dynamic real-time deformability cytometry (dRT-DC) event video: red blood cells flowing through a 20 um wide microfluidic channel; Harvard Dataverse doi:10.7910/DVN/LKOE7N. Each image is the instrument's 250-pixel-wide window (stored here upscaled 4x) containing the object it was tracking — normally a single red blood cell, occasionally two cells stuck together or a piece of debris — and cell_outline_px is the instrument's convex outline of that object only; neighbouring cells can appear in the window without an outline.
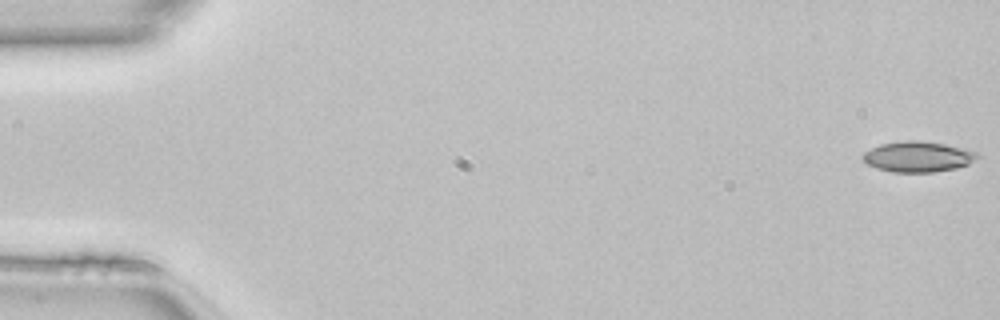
{"species": "common noctule bat (a hibernating species)", "species_latin": "Nyctalus noctula", "temperature_condition": "room temperature", "stored_images_in_passage": 50, "camera_frame_rate_fps": 3000, "um_per_image_px": 0.085, "animal": {"sex": "female", "body_mass_g": 22.7, "forearm_length_mm": 54.2}, "frame": {"image": 1, "passage_image": 1, "time_ms": 0.0, "image_size_px": [1000, 320], "cell_outline_px": [[980, 156], [976, 160], [968, 164], [956, 168], [932, 172], [892, 172], [876, 168], [868, 164], [860, 156], [864, 152], [880, 144], [904, 140], [920, 140], [944, 144], [976, 152]], "centroid_in_image_um": [78.0, 13.32], "position_along_channel_um": 7.0, "area_um2": 20.35}}
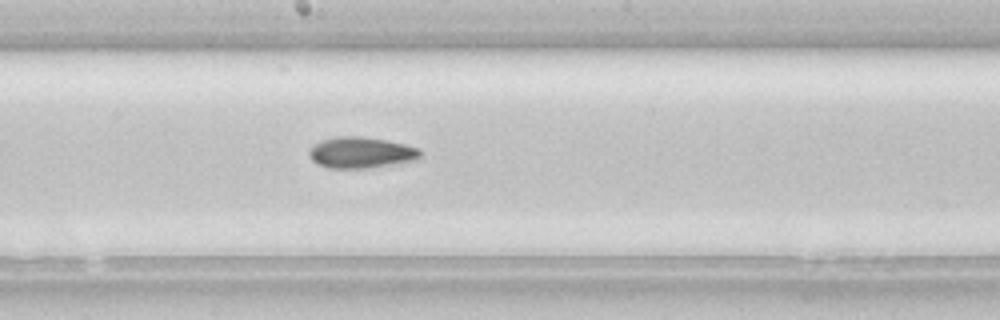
{"frame": {"image": 2, "passage_image": 27, "time_ms": 8.667, "image_size_px": [1000, 320], "cell_outline_px": [[420, 160], [368, 168], [328, 168], [316, 164], [308, 156], [308, 152], [320, 140], [336, 136], [360, 136], [384, 140], [404, 144], [420, 148]], "centroid_in_image_um": [30.69, 12.98], "position_along_channel_um": 217.5, "area_um2": 20.29}}
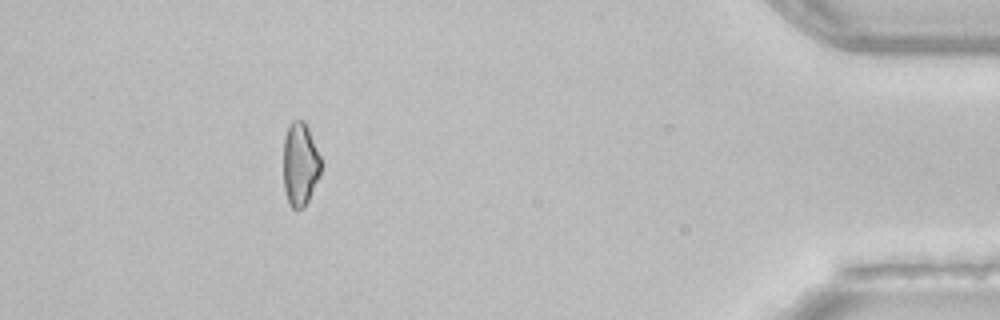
{"frame": {"image": 3, "passage_image": 45, "time_ms": 14.667, "image_size_px": [1000, 320], "cell_outline_px": [[320, 176], [304, 208], [292, 208], [288, 204], [284, 188], [284, 136], [292, 120], [304, 120], [308, 128], [320, 156]], "centroid_in_image_um": [25.5, 13.97], "position_along_channel_um": 409.7, "area_um2": 18.15}, "authors_computed_cell_mechanics": {"area_um2": 19.9699, "velocity_mm_per_s": 4.1761, "shape_relaxation_time_tau1_ms": 10.5953, "shape_relaxation_time_tau2_ms": 5.6417, "deformation_change_tau1": 0.1581, "deformation_change_tau2": 0.1146}}